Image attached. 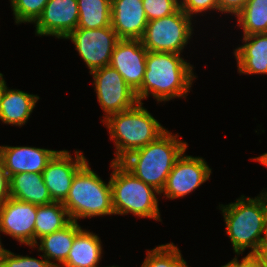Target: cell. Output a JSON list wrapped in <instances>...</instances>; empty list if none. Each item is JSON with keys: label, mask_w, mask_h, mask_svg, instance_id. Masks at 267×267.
Segmentation results:
<instances>
[{"label": "cell", "mask_w": 267, "mask_h": 267, "mask_svg": "<svg viewBox=\"0 0 267 267\" xmlns=\"http://www.w3.org/2000/svg\"><path fill=\"white\" fill-rule=\"evenodd\" d=\"M194 78L193 66L180 54L148 51L144 79L136 97L139 102L149 95L157 102L186 98Z\"/></svg>", "instance_id": "obj_1"}, {"label": "cell", "mask_w": 267, "mask_h": 267, "mask_svg": "<svg viewBox=\"0 0 267 267\" xmlns=\"http://www.w3.org/2000/svg\"><path fill=\"white\" fill-rule=\"evenodd\" d=\"M219 207L234 253L240 255L249 248L248 254H254L266 238V190L254 198L241 195L234 203L220 204Z\"/></svg>", "instance_id": "obj_2"}, {"label": "cell", "mask_w": 267, "mask_h": 267, "mask_svg": "<svg viewBox=\"0 0 267 267\" xmlns=\"http://www.w3.org/2000/svg\"><path fill=\"white\" fill-rule=\"evenodd\" d=\"M187 142L166 130L155 141L130 152L120 162L138 179L161 193L176 160Z\"/></svg>", "instance_id": "obj_3"}, {"label": "cell", "mask_w": 267, "mask_h": 267, "mask_svg": "<svg viewBox=\"0 0 267 267\" xmlns=\"http://www.w3.org/2000/svg\"><path fill=\"white\" fill-rule=\"evenodd\" d=\"M138 102L132 108L102 120L107 127L116 152L111 161L120 162L130 152L155 141L166 129Z\"/></svg>", "instance_id": "obj_4"}, {"label": "cell", "mask_w": 267, "mask_h": 267, "mask_svg": "<svg viewBox=\"0 0 267 267\" xmlns=\"http://www.w3.org/2000/svg\"><path fill=\"white\" fill-rule=\"evenodd\" d=\"M110 168L113 169L110 184L115 215L132 213L138 218L161 222L156 196L160 192L138 179L121 162L111 161Z\"/></svg>", "instance_id": "obj_5"}, {"label": "cell", "mask_w": 267, "mask_h": 267, "mask_svg": "<svg viewBox=\"0 0 267 267\" xmlns=\"http://www.w3.org/2000/svg\"><path fill=\"white\" fill-rule=\"evenodd\" d=\"M87 161L75 174L68 196L62 202L71 221L115 215L110 180L106 184Z\"/></svg>", "instance_id": "obj_6"}, {"label": "cell", "mask_w": 267, "mask_h": 267, "mask_svg": "<svg viewBox=\"0 0 267 267\" xmlns=\"http://www.w3.org/2000/svg\"><path fill=\"white\" fill-rule=\"evenodd\" d=\"M191 21L181 8L172 15L148 21L142 45L147 51L181 54L193 34Z\"/></svg>", "instance_id": "obj_7"}, {"label": "cell", "mask_w": 267, "mask_h": 267, "mask_svg": "<svg viewBox=\"0 0 267 267\" xmlns=\"http://www.w3.org/2000/svg\"><path fill=\"white\" fill-rule=\"evenodd\" d=\"M90 74L93 76L97 100L105 113L103 120L112 114L128 110L139 102L136 92L110 65L94 70Z\"/></svg>", "instance_id": "obj_8"}, {"label": "cell", "mask_w": 267, "mask_h": 267, "mask_svg": "<svg viewBox=\"0 0 267 267\" xmlns=\"http://www.w3.org/2000/svg\"><path fill=\"white\" fill-rule=\"evenodd\" d=\"M65 39L74 43L90 73L110 64L113 50L120 40L112 26L98 29L77 28Z\"/></svg>", "instance_id": "obj_9"}, {"label": "cell", "mask_w": 267, "mask_h": 267, "mask_svg": "<svg viewBox=\"0 0 267 267\" xmlns=\"http://www.w3.org/2000/svg\"><path fill=\"white\" fill-rule=\"evenodd\" d=\"M176 160L160 194L168 199L185 197L208 181L212 169L202 157L185 155Z\"/></svg>", "instance_id": "obj_10"}, {"label": "cell", "mask_w": 267, "mask_h": 267, "mask_svg": "<svg viewBox=\"0 0 267 267\" xmlns=\"http://www.w3.org/2000/svg\"><path fill=\"white\" fill-rule=\"evenodd\" d=\"M68 150L58 151L42 171V176L54 202H63L68 196L77 171L87 162L83 152L76 150L75 158Z\"/></svg>", "instance_id": "obj_11"}, {"label": "cell", "mask_w": 267, "mask_h": 267, "mask_svg": "<svg viewBox=\"0 0 267 267\" xmlns=\"http://www.w3.org/2000/svg\"><path fill=\"white\" fill-rule=\"evenodd\" d=\"M36 216V205L10 197L0 205V232L33 247Z\"/></svg>", "instance_id": "obj_12"}, {"label": "cell", "mask_w": 267, "mask_h": 267, "mask_svg": "<svg viewBox=\"0 0 267 267\" xmlns=\"http://www.w3.org/2000/svg\"><path fill=\"white\" fill-rule=\"evenodd\" d=\"M79 18L77 0H49L35 24V35L65 39L77 29Z\"/></svg>", "instance_id": "obj_13"}, {"label": "cell", "mask_w": 267, "mask_h": 267, "mask_svg": "<svg viewBox=\"0 0 267 267\" xmlns=\"http://www.w3.org/2000/svg\"><path fill=\"white\" fill-rule=\"evenodd\" d=\"M147 52L141 40L120 39L111 55L109 65L135 92L141 88L144 79Z\"/></svg>", "instance_id": "obj_14"}, {"label": "cell", "mask_w": 267, "mask_h": 267, "mask_svg": "<svg viewBox=\"0 0 267 267\" xmlns=\"http://www.w3.org/2000/svg\"><path fill=\"white\" fill-rule=\"evenodd\" d=\"M57 152L29 146H0V158L9 177L19 173H42Z\"/></svg>", "instance_id": "obj_15"}, {"label": "cell", "mask_w": 267, "mask_h": 267, "mask_svg": "<svg viewBox=\"0 0 267 267\" xmlns=\"http://www.w3.org/2000/svg\"><path fill=\"white\" fill-rule=\"evenodd\" d=\"M111 26L119 39L141 40L148 23L142 0H111Z\"/></svg>", "instance_id": "obj_16"}, {"label": "cell", "mask_w": 267, "mask_h": 267, "mask_svg": "<svg viewBox=\"0 0 267 267\" xmlns=\"http://www.w3.org/2000/svg\"><path fill=\"white\" fill-rule=\"evenodd\" d=\"M244 44L234 50L240 74H267V33L242 37Z\"/></svg>", "instance_id": "obj_17"}, {"label": "cell", "mask_w": 267, "mask_h": 267, "mask_svg": "<svg viewBox=\"0 0 267 267\" xmlns=\"http://www.w3.org/2000/svg\"><path fill=\"white\" fill-rule=\"evenodd\" d=\"M39 96L17 89H4L0 100V120L5 124L23 126L27 123Z\"/></svg>", "instance_id": "obj_18"}, {"label": "cell", "mask_w": 267, "mask_h": 267, "mask_svg": "<svg viewBox=\"0 0 267 267\" xmlns=\"http://www.w3.org/2000/svg\"><path fill=\"white\" fill-rule=\"evenodd\" d=\"M81 230L82 228L78 224V221H71L63 229L40 238L39 242H36L32 248L38 247V251L44 253L42 256H44L53 267H60L66 262L75 236Z\"/></svg>", "instance_id": "obj_19"}, {"label": "cell", "mask_w": 267, "mask_h": 267, "mask_svg": "<svg viewBox=\"0 0 267 267\" xmlns=\"http://www.w3.org/2000/svg\"><path fill=\"white\" fill-rule=\"evenodd\" d=\"M10 197L36 206L54 202L46 187L42 173H19L9 177Z\"/></svg>", "instance_id": "obj_20"}, {"label": "cell", "mask_w": 267, "mask_h": 267, "mask_svg": "<svg viewBox=\"0 0 267 267\" xmlns=\"http://www.w3.org/2000/svg\"><path fill=\"white\" fill-rule=\"evenodd\" d=\"M102 242L97 234L82 229L73 241L66 262L60 267H99Z\"/></svg>", "instance_id": "obj_21"}, {"label": "cell", "mask_w": 267, "mask_h": 267, "mask_svg": "<svg viewBox=\"0 0 267 267\" xmlns=\"http://www.w3.org/2000/svg\"><path fill=\"white\" fill-rule=\"evenodd\" d=\"M71 222L67 209L62 202H52L37 206V216L34 227V245L38 239L59 231Z\"/></svg>", "instance_id": "obj_22"}, {"label": "cell", "mask_w": 267, "mask_h": 267, "mask_svg": "<svg viewBox=\"0 0 267 267\" xmlns=\"http://www.w3.org/2000/svg\"><path fill=\"white\" fill-rule=\"evenodd\" d=\"M77 28L98 29L111 26V0H77Z\"/></svg>", "instance_id": "obj_23"}, {"label": "cell", "mask_w": 267, "mask_h": 267, "mask_svg": "<svg viewBox=\"0 0 267 267\" xmlns=\"http://www.w3.org/2000/svg\"><path fill=\"white\" fill-rule=\"evenodd\" d=\"M236 17L243 36L267 33V0H248Z\"/></svg>", "instance_id": "obj_24"}, {"label": "cell", "mask_w": 267, "mask_h": 267, "mask_svg": "<svg viewBox=\"0 0 267 267\" xmlns=\"http://www.w3.org/2000/svg\"><path fill=\"white\" fill-rule=\"evenodd\" d=\"M49 0H10L16 24L35 23Z\"/></svg>", "instance_id": "obj_25"}, {"label": "cell", "mask_w": 267, "mask_h": 267, "mask_svg": "<svg viewBox=\"0 0 267 267\" xmlns=\"http://www.w3.org/2000/svg\"><path fill=\"white\" fill-rule=\"evenodd\" d=\"M148 21L172 15L180 8L179 0H142Z\"/></svg>", "instance_id": "obj_26"}, {"label": "cell", "mask_w": 267, "mask_h": 267, "mask_svg": "<svg viewBox=\"0 0 267 267\" xmlns=\"http://www.w3.org/2000/svg\"><path fill=\"white\" fill-rule=\"evenodd\" d=\"M40 257L43 260L30 256L16 255L8 251L2 267H53L44 256L41 255Z\"/></svg>", "instance_id": "obj_27"}, {"label": "cell", "mask_w": 267, "mask_h": 267, "mask_svg": "<svg viewBox=\"0 0 267 267\" xmlns=\"http://www.w3.org/2000/svg\"><path fill=\"white\" fill-rule=\"evenodd\" d=\"M141 267H169V243L147 250Z\"/></svg>", "instance_id": "obj_28"}, {"label": "cell", "mask_w": 267, "mask_h": 267, "mask_svg": "<svg viewBox=\"0 0 267 267\" xmlns=\"http://www.w3.org/2000/svg\"><path fill=\"white\" fill-rule=\"evenodd\" d=\"M180 8L189 17L211 9L218 10V0H180Z\"/></svg>", "instance_id": "obj_29"}, {"label": "cell", "mask_w": 267, "mask_h": 267, "mask_svg": "<svg viewBox=\"0 0 267 267\" xmlns=\"http://www.w3.org/2000/svg\"><path fill=\"white\" fill-rule=\"evenodd\" d=\"M248 0H218V8L221 13H231L235 17L244 8Z\"/></svg>", "instance_id": "obj_30"}, {"label": "cell", "mask_w": 267, "mask_h": 267, "mask_svg": "<svg viewBox=\"0 0 267 267\" xmlns=\"http://www.w3.org/2000/svg\"><path fill=\"white\" fill-rule=\"evenodd\" d=\"M10 198L9 175L4 169L2 159L0 158V205Z\"/></svg>", "instance_id": "obj_31"}, {"label": "cell", "mask_w": 267, "mask_h": 267, "mask_svg": "<svg viewBox=\"0 0 267 267\" xmlns=\"http://www.w3.org/2000/svg\"><path fill=\"white\" fill-rule=\"evenodd\" d=\"M169 267H189L181 251L174 243H169Z\"/></svg>", "instance_id": "obj_32"}, {"label": "cell", "mask_w": 267, "mask_h": 267, "mask_svg": "<svg viewBox=\"0 0 267 267\" xmlns=\"http://www.w3.org/2000/svg\"><path fill=\"white\" fill-rule=\"evenodd\" d=\"M236 267H261L259 260L253 254H247L240 261L236 256Z\"/></svg>", "instance_id": "obj_33"}, {"label": "cell", "mask_w": 267, "mask_h": 267, "mask_svg": "<svg viewBox=\"0 0 267 267\" xmlns=\"http://www.w3.org/2000/svg\"><path fill=\"white\" fill-rule=\"evenodd\" d=\"M253 255L259 260L261 267H267V238L260 243Z\"/></svg>", "instance_id": "obj_34"}, {"label": "cell", "mask_w": 267, "mask_h": 267, "mask_svg": "<svg viewBox=\"0 0 267 267\" xmlns=\"http://www.w3.org/2000/svg\"><path fill=\"white\" fill-rule=\"evenodd\" d=\"M8 251L9 250L4 249V247H2V243H1V239H0V267L3 266L5 255L8 253Z\"/></svg>", "instance_id": "obj_35"}, {"label": "cell", "mask_w": 267, "mask_h": 267, "mask_svg": "<svg viewBox=\"0 0 267 267\" xmlns=\"http://www.w3.org/2000/svg\"><path fill=\"white\" fill-rule=\"evenodd\" d=\"M252 160H255L267 167V153H264L258 157L251 158Z\"/></svg>", "instance_id": "obj_36"}, {"label": "cell", "mask_w": 267, "mask_h": 267, "mask_svg": "<svg viewBox=\"0 0 267 267\" xmlns=\"http://www.w3.org/2000/svg\"><path fill=\"white\" fill-rule=\"evenodd\" d=\"M6 86L7 85H6L5 79L3 78V74L0 73V100H1L2 94Z\"/></svg>", "instance_id": "obj_37"}, {"label": "cell", "mask_w": 267, "mask_h": 267, "mask_svg": "<svg viewBox=\"0 0 267 267\" xmlns=\"http://www.w3.org/2000/svg\"><path fill=\"white\" fill-rule=\"evenodd\" d=\"M221 267H236V256L230 262H228L226 265H223Z\"/></svg>", "instance_id": "obj_38"}, {"label": "cell", "mask_w": 267, "mask_h": 267, "mask_svg": "<svg viewBox=\"0 0 267 267\" xmlns=\"http://www.w3.org/2000/svg\"><path fill=\"white\" fill-rule=\"evenodd\" d=\"M105 267H120V266H115V265H113V266H105Z\"/></svg>", "instance_id": "obj_39"}]
</instances>
